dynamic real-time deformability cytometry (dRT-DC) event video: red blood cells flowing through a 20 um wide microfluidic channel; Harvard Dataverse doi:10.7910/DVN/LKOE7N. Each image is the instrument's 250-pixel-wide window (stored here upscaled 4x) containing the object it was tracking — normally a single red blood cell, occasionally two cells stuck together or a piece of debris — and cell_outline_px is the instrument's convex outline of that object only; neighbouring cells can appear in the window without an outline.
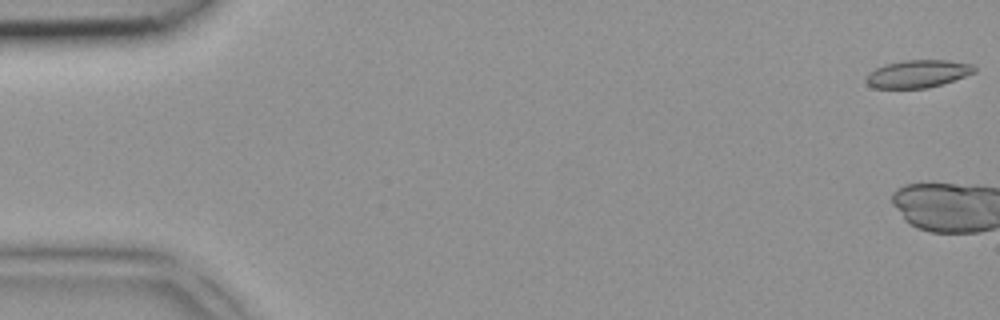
{"species": "common noctule bat (a hibernating species)", "species_latin": "Nyctalus noctula", "temperature_condition": "room temperature", "stored_images_in_passage": 8, "camera_frame_rate_fps": 3000, "um_per_image_px": 0.085, "animal": {"sex": "female", "body_mass_g": 18.4}, "frame": {"image": 1, "passage_image": 1, "time_ms": 0.0, "image_size_px": [1000, 320], "cell_outline_px": [[976, 72], [928, 88], [872, 88], [864, 80], [864, 76], [868, 72], [876, 68], [888, 64], [904, 60], [948, 60], [972, 64], [976, 68]], "centroid_in_image_um": [77.97, 6.27], "position_along_channel_um": 7.0, "area_um2": 17.4}}
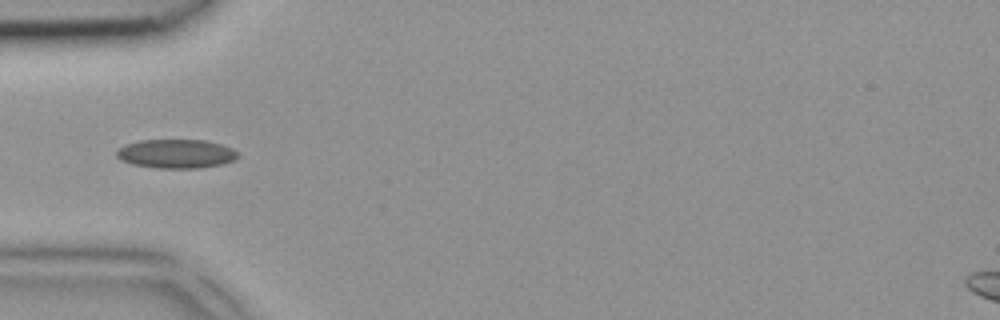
{"frame": {"image": 2, "passage_image": 5, "time_ms": 1.333, "image_size_px": [1000, 320], "cell_outline_px": [[240, 156], [232, 160], [220, 164], [200, 168], [160, 168], [132, 164], [120, 160], [116, 156], [116, 152], [124, 144], [140, 140], [204, 140], [220, 144], [232, 148]], "centroid_in_image_um": [14.94, 13.06], "position_along_channel_um": 70.1, "area_um2": 20.35}}
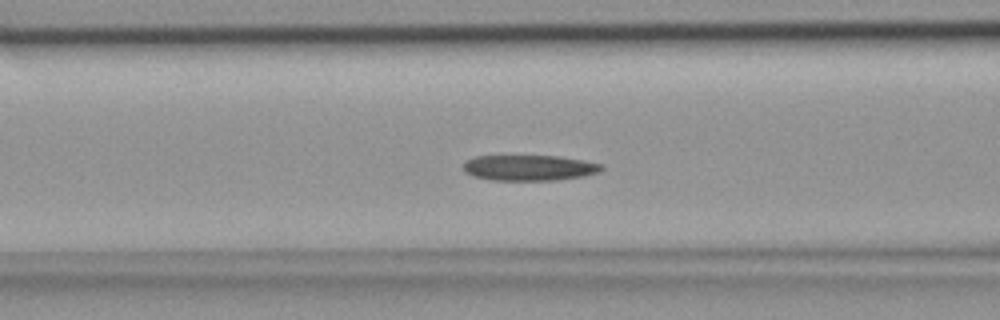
{"frame": {"image": 3, "passage_image": 7, "time_ms": 2.0, "image_size_px": [1000, 320], "cell_outline_px": [[604, 168], [600, 172], [584, 176], [556, 180], [492, 180], [472, 176], [464, 172], [464, 160], [476, 156], [556, 156], [584, 160], [604, 164]], "centroid_in_image_um": [45.0, 14.26], "position_along_channel_um": 121.6, "area_um2": 20.81}}